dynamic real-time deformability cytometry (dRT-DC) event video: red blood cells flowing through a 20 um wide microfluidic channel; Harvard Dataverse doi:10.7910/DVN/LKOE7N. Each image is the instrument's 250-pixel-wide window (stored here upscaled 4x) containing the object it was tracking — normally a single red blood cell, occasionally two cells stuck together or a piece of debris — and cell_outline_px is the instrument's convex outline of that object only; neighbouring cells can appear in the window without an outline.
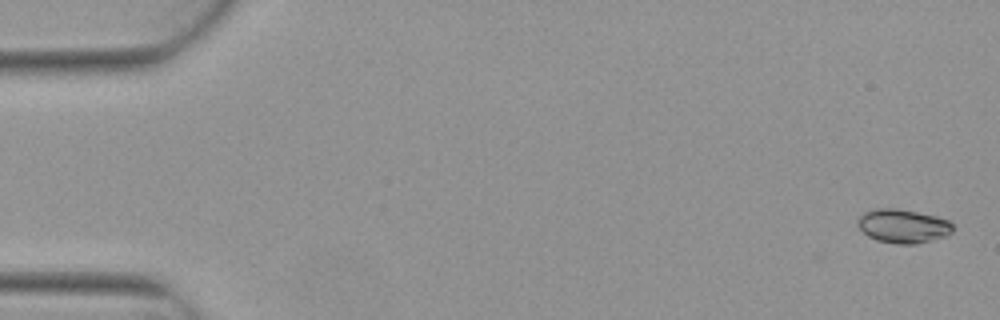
{"species": "Egyptian fruit bat (a non-hibernating species)", "species_latin": "Rousettus aegyptiacus", "temperature_condition": "warm", "stored_images_in_passage": 4, "camera_frame_rate_fps": 3000, "um_per_image_px": 0.085, "animal": {"sex": "female"}, "frame": {"image": 1, "passage_image": 1, "time_ms": 0.0, "image_size_px": [1000, 320], "cell_outline_px": [[952, 232], [948, 236], [916, 244], [896, 244], [876, 240], [868, 236], [856, 224], [856, 220], [864, 212], [876, 208], [896, 208], [936, 216], [948, 220], [952, 224]], "centroid_in_image_um": [76.74, 19.22], "position_along_channel_um": 8.3, "area_um2": 18.84}}
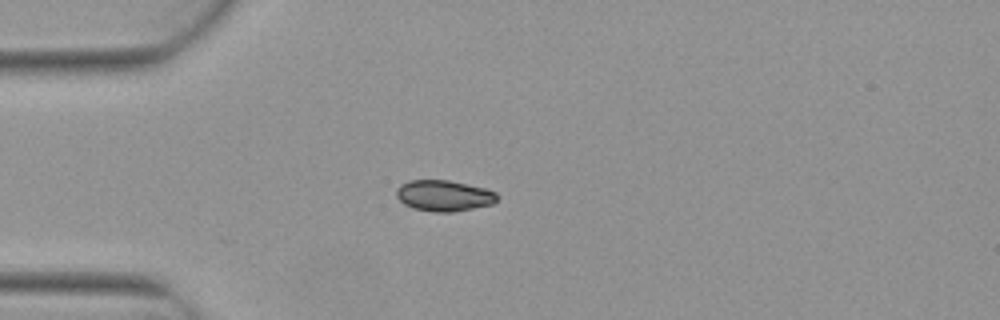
{"frame": {"image": 2, "passage_image": 4, "time_ms": 1.0, "image_size_px": [1000, 320], "cell_outline_px": [[496, 200], [492, 204], [452, 212], [432, 212], [412, 208], [404, 204], [396, 196], [396, 188], [400, 184], [408, 180], [448, 180], [488, 188], [496, 192]], "centroid_in_image_um": [37.7, 16.62], "position_along_channel_um": 47.3, "area_um2": 18.32}}